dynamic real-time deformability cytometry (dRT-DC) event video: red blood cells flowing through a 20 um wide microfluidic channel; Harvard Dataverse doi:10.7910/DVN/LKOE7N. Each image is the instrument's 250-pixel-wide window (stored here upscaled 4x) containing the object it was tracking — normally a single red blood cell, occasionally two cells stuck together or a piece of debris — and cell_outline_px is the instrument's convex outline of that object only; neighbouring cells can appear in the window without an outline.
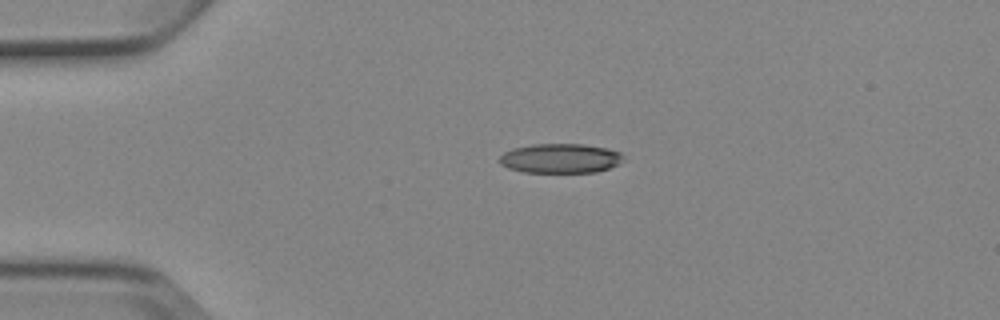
{"species": "Egyptian fruit bat (a non-hibernating species)", "species_latin": "Rousettus aegyptiacus", "temperature_condition": "cold", "stored_images_in_passage": 4, "camera_frame_rate_fps": 3000, "um_per_image_px": 0.085, "animal": {"sex": "female"}, "frame": {"image": 1, "passage_image": 3, "time_ms": 2.333, "image_size_px": [1000, 320], "cell_outline_px": [[624, 156], [620, 164], [596, 172], [524, 172], [508, 168], [500, 164], [500, 156], [504, 152], [512, 148], [532, 144], [584, 144], [608, 148], [620, 152]], "centroid_in_image_um": [47.64, 13.45], "position_along_channel_um": 37.4, "area_um2": 21.39}}